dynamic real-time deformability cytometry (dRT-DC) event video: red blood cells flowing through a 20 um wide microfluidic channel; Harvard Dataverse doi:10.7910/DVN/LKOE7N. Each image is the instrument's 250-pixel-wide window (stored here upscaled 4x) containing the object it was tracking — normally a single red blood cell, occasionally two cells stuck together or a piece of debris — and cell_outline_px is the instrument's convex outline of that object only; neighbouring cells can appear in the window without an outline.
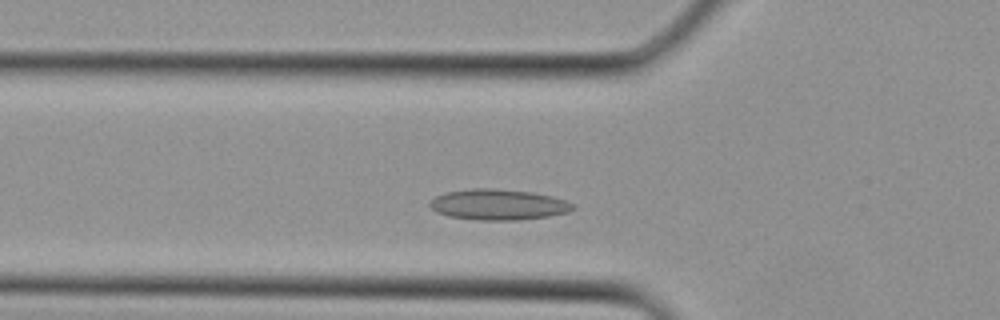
{"species": "Egyptian fruit bat (a non-hibernating species)", "species_latin": "Rousettus aegyptiacus", "temperature_condition": "cold", "stored_images_in_passage": 30, "camera_frame_rate_fps": 3000, "um_per_image_px": 0.085, "animal": {"sex": "female"}, "frame": {"image": 1, "passage_image": 6, "time_ms": 1.667, "image_size_px": [1000, 320], "cell_outline_px": [[576, 208], [568, 212], [548, 216], [516, 220], [476, 220], [448, 216], [436, 212], [428, 204], [436, 196], [444, 192], [472, 188], [492, 188], [532, 192], [552, 196], [576, 204]], "centroid_in_image_um": [42.36, 17.38], "position_along_channel_um": 83.4, "area_um2": 25.72}}
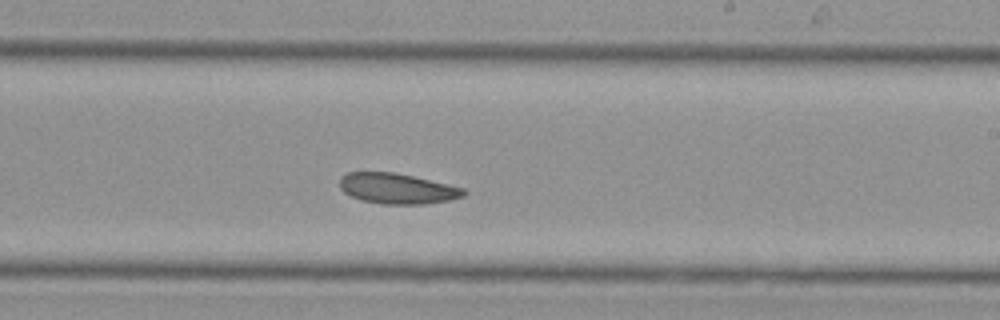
{"frame": {"image": 2, "passage_image": 15, "time_ms": 4.667, "image_size_px": [1000, 320], "cell_outline_px": [[468, 192], [464, 196], [448, 200], [424, 204], [384, 204], [364, 200], [352, 196], [344, 192], [340, 188], [340, 176], [348, 172], [392, 172], [412, 176], [448, 184], [464, 188]], "centroid_in_image_um": [33.77, 16.02], "position_along_channel_um": 255.2, "area_um2": 21.85}}
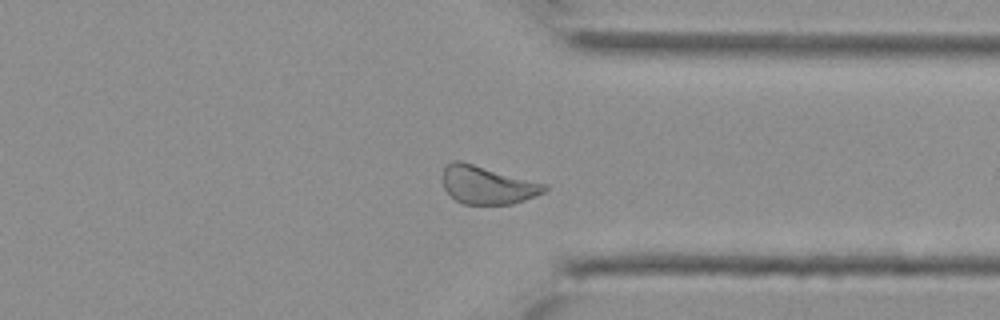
{"frame": {"image": 3, "passage_image": 21, "time_ms": 6.667, "image_size_px": [1000, 320], "cell_outline_px": [[548, 188], [544, 192], [536, 196], [512, 204], [464, 204], [456, 200], [444, 188], [440, 176], [444, 168], [452, 160], [460, 160], [548, 184]], "centroid_in_image_um": [41.42, 15.71], "position_along_channel_um": 370.0, "area_um2": 22.83}}